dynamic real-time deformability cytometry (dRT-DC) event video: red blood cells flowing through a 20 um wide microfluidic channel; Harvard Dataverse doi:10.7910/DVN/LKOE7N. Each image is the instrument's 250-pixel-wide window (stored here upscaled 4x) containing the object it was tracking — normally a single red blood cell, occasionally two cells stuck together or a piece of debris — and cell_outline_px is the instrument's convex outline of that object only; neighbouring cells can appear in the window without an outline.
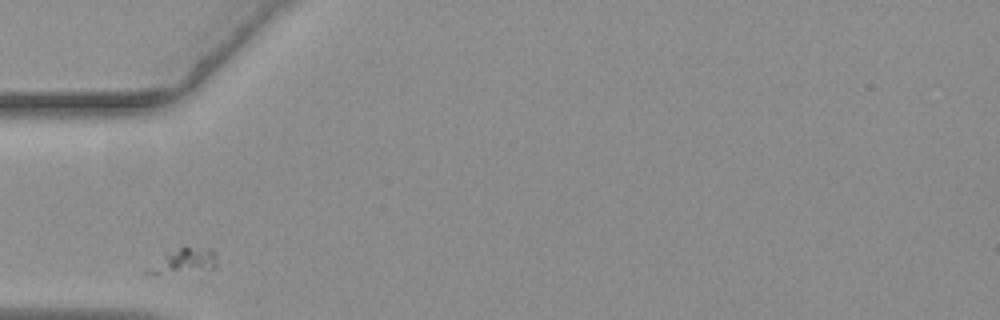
{"species": "common noctule bat (a hibernating species)", "species_latin": "Nyctalus noctula", "temperature_condition": "warm", "stored_images_in_passage": 23, "camera_frame_rate_fps": 3000, "um_per_image_px": 0.085, "animal": {"sex": "female", "body_mass_g": 19.3, "forearm_length_mm": 54.1}, "frame": {"image": 1, "passage_image": 1, "time_ms": 0.0, "image_size_px": [1000, 320], "cell_outline_px": [[216, 268], [208, 272], [144, 272], [144, 268], [164, 252], [184, 244], [212, 248], [216, 252]], "centroid_in_image_um": [15.69, 22.12], "position_along_channel_um": 69.3, "area_um2": 10.98}}
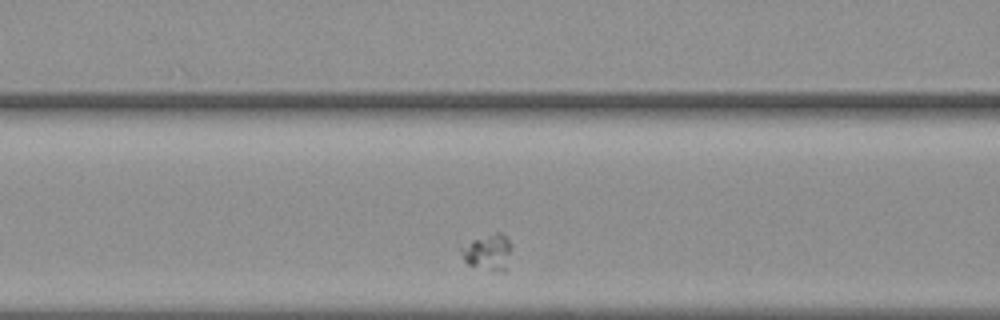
{"frame": {"image": 2, "passage_image": 6, "time_ms": 1.667, "image_size_px": [1000, 320], "cell_outline_px": [[512, 244], [504, 272], [500, 272], [468, 264], [464, 260], [460, 252], [460, 248], [472, 240], [496, 232], [500, 232]], "centroid_in_image_um": [41.47, 21.42], "position_along_channel_um": 125.1, "area_um2": 10.29}}